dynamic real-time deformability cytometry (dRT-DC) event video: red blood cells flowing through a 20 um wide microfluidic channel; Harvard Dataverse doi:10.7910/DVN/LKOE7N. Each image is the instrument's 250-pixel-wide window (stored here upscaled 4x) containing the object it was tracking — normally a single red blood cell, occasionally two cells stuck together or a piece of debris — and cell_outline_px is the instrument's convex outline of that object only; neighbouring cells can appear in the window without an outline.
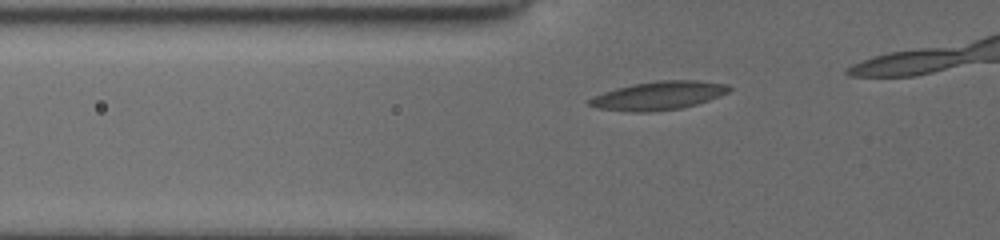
{"species": "common noctule bat (a hibernating species)", "species_latin": "Nyctalus noctula", "temperature_condition": "cold", "stored_images_in_passage": 11, "camera_frame_rate_fps": 3000, "um_per_image_px": 0.085, "animal": {"sex": "female", "body_mass_g": 19.5, "forearm_length_mm": 54.1}, "frame": {"image": 1, "passage_image": 5, "time_ms": 1.333, "image_size_px": [1000, 240], "cell_outline_px": [[732, 88], [728, 92], [720, 96], [696, 104], [680, 108], [648, 112], [628, 112], [600, 108], [588, 104], [588, 100], [604, 92], [616, 88], [632, 84], [656, 80], [696, 80], [728, 84]], "centroid_in_image_um": [56.0, 8.12], "position_along_channel_um": 69.8, "area_um2": 23.06}}
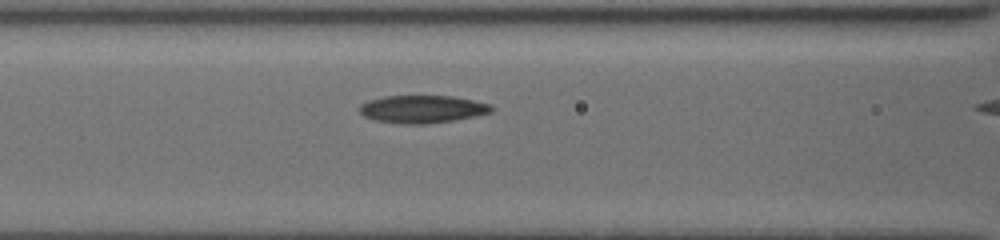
{"frame": {"image": 2, "passage_image": 10, "time_ms": 3.0, "image_size_px": [1000, 240], "cell_outline_px": [[492, 112], [476, 116], [428, 124], [408, 124], [376, 120], [364, 116], [360, 112], [360, 104], [368, 100], [384, 96], [452, 96], [492, 104]], "centroid_in_image_um": [35.91, 9.27], "position_along_channel_um": 130.7, "area_um2": 21.15}}